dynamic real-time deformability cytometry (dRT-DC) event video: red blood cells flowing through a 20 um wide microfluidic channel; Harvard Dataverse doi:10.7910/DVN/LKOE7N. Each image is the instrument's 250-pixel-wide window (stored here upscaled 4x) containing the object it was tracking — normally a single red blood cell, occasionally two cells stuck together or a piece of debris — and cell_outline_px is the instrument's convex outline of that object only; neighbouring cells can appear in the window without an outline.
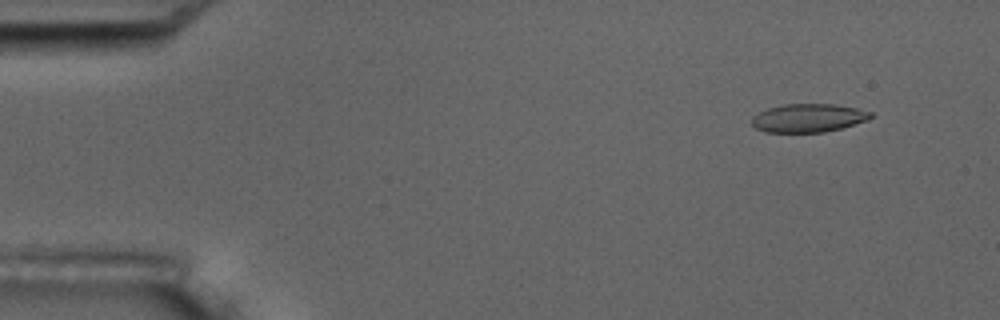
{"species": "common noctule bat (a hibernating species)", "species_latin": "Nyctalus noctula", "temperature_condition": "room temperature", "stored_images_in_passage": 7, "camera_frame_rate_fps": 3000, "um_per_image_px": 0.085, "animal": {"sex": "male", "body_mass_g": 17.5, "forearm_length_mm": 52.3}, "frame": {"image": 1, "passage_image": 1, "time_ms": 0.0, "image_size_px": [1000, 320], "cell_outline_px": [[872, 116], [868, 120], [840, 128], [824, 132], [764, 132], [756, 128], [752, 124], [752, 116], [768, 108], [784, 104], [836, 104], [856, 108], [872, 112]], "centroid_in_image_um": [68.7, 10.02], "position_along_channel_um": 16.3, "area_um2": 19.59}}
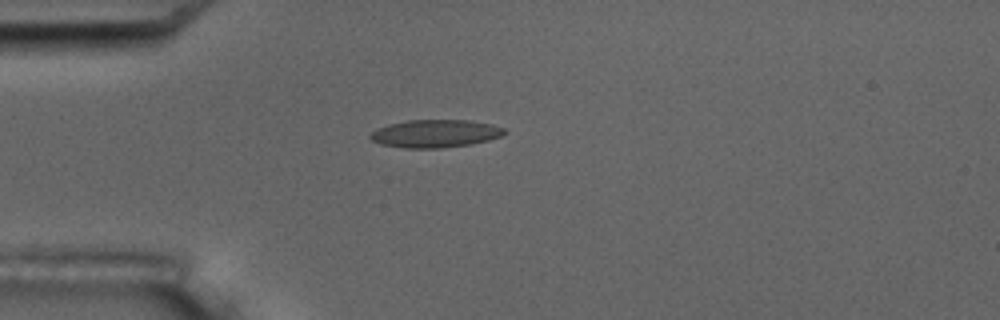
{"frame": {"image": 2, "passage_image": 4, "time_ms": 3.333, "image_size_px": [1000, 320], "cell_outline_px": [[508, 132], [500, 136], [488, 140], [472, 144], [444, 148], [404, 148], [380, 144], [372, 140], [368, 136], [376, 128], [388, 124], [408, 120], [472, 120], [492, 124], [504, 128]], "centroid_in_image_um": [37.0, 11.35], "position_along_channel_um": 48.0, "area_um2": 21.96}}